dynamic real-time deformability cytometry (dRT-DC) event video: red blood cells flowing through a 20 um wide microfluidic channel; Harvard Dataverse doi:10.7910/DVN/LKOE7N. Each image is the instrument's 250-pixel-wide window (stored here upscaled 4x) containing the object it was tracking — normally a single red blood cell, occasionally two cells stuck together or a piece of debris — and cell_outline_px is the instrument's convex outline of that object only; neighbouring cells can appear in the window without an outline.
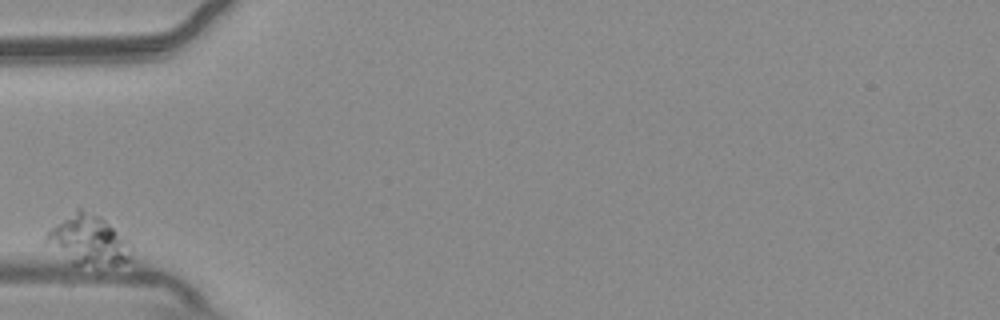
{"species": "common noctule bat (a hibernating species)", "species_latin": "Nyctalus noctula", "temperature_condition": "warm", "stored_images_in_passage": 34, "camera_frame_rate_fps": 3000, "um_per_image_px": 0.085, "animal": {"sex": "male", "body_mass_g": 20.4}, "frame": {"image": 1, "passage_image": 1, "time_ms": 0.0, "image_size_px": [1000, 320], "cell_outline_px": [[132, 260], [116, 264], [68, 264], [44, 244], [44, 236], [52, 228], [76, 208], [80, 208], [104, 220], [128, 240], [132, 248]], "centroid_in_image_um": [7.45, 20.45], "position_along_channel_um": 77.5, "area_um2": 24.62}}
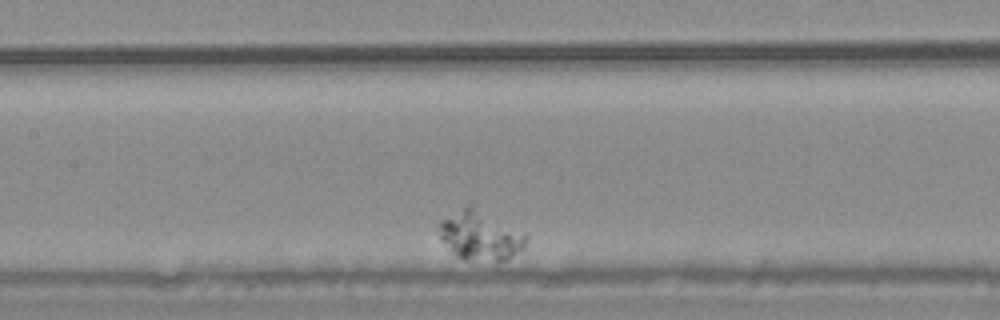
{"frame": {"image": 2, "passage_image": 13, "time_ms": 4.0, "image_size_px": [1000, 320], "cell_outline_px": [[528, 240], [524, 248], [508, 260], [468, 260], [456, 256], [452, 252], [440, 236], [436, 228], [436, 224], [440, 220], [468, 200], [472, 200], [528, 236]], "centroid_in_image_um": [40.79, 19.91], "position_along_channel_um": 166.6, "area_um2": 26.24}}
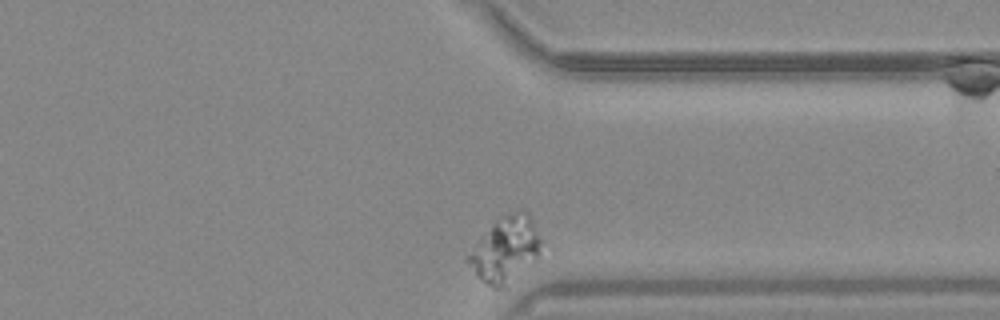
{"frame": {"image": 3, "passage_image": 34, "time_ms": 11.0, "image_size_px": [1000, 320], "cell_outline_px": [[540, 240], [536, 256], [508, 288], [492, 288], [476, 276], [464, 260], [476, 244], [496, 220], [520, 208], [524, 208], [528, 212], [532, 220]], "centroid_in_image_um": [42.92, 21.24], "position_along_channel_um": 368.5, "area_um2": 27.22}}